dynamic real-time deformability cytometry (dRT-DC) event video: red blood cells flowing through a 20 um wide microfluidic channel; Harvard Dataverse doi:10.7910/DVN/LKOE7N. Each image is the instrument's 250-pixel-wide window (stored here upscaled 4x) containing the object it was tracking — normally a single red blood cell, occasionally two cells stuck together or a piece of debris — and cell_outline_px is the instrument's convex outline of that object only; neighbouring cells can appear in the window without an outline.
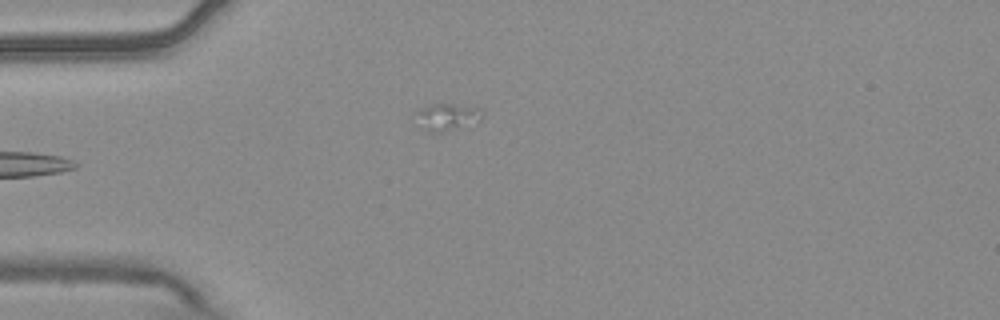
{"species": "common noctule bat (a hibernating species)", "species_latin": "Nyctalus noctula", "temperature_condition": "warm", "stored_images_in_passage": 6, "camera_frame_rate_fps": 3000, "um_per_image_px": 0.085, "animal": {"sex": "male", "body_mass_g": 20.4}, "frame": {"image": 1, "passage_image": 6, "time_ms": 1.667, "image_size_px": [1000, 320], "cell_outline_px": [[484, 116], [480, 120], [440, 132], [432, 132], [424, 128], [416, 112], [420, 108], [432, 104], [452, 104], [484, 108]], "centroid_in_image_um": [38.09, 9.89], "position_along_channel_um": 46.9, "area_um2": 10.0}}